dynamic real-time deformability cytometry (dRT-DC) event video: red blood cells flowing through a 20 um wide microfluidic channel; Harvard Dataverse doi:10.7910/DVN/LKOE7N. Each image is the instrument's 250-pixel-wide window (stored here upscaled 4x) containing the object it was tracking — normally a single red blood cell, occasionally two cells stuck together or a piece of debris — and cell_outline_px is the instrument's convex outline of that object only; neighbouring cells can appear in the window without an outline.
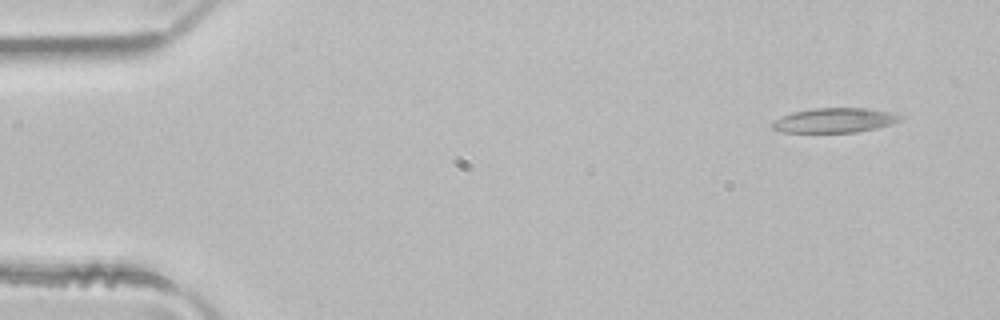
{"species": "common noctule bat (a hibernating species)", "species_latin": "Nyctalus noctula", "temperature_condition": "room temperature", "stored_images_in_passage": 4, "camera_frame_rate_fps": 3000, "um_per_image_px": 0.085, "animal": {"sex": "male", "body_mass_g": 21.5, "forearm_length_mm": 52.0}, "frame": {"image": 1, "passage_image": 1, "time_ms": 0.0, "image_size_px": [1000, 320], "cell_outline_px": [[904, 120], [892, 124], [876, 128], [856, 132], [780, 132], [772, 128], [768, 124], [772, 120], [792, 112], [812, 108], [868, 108], [892, 112], [904, 116]], "centroid_in_image_um": [70.94, 10.22], "position_along_channel_um": 14.1, "area_um2": 18.73}}
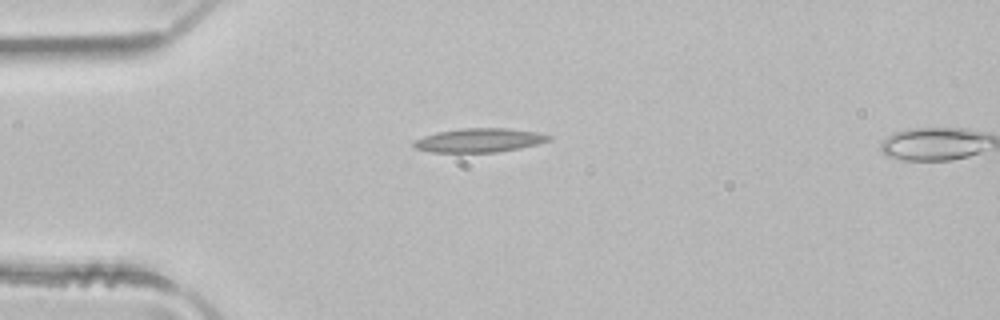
{"frame": {"image": 2, "passage_image": 3, "time_ms": 0.667, "image_size_px": [1000, 320], "cell_outline_px": [[552, 140], [520, 148], [496, 152], [432, 152], [416, 148], [412, 144], [416, 140], [424, 136], [436, 132], [460, 128], [508, 128], [540, 132], [552, 136]], "centroid_in_image_um": [40.79, 11.91], "position_along_channel_um": 44.2, "area_um2": 18.84}}